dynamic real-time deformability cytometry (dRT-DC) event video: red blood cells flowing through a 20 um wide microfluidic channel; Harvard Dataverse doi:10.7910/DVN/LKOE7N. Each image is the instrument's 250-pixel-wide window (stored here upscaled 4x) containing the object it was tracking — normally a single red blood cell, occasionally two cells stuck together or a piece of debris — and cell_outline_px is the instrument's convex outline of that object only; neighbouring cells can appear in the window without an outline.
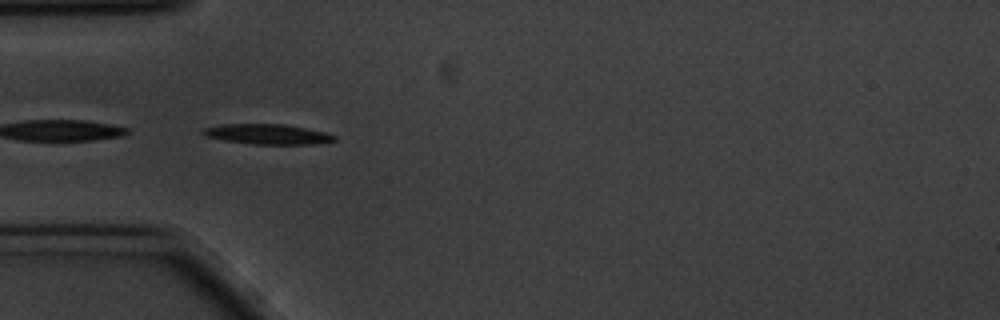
{"species": "common noctule bat (a hibernating species)", "species_latin": "Nyctalus noctula", "temperature_condition": "cold", "stored_images_in_passage": 41, "camera_frame_rate_fps": 3000, "um_per_image_px": 0.085, "animal": {"sex": "male", "body_mass_g": 20.1, "forearm_length_mm": 53.5}, "frame": {"image": 1, "passage_image": 1, "time_ms": 0.0, "image_size_px": [1000, 320], "cell_outline_px": [[336, 140], [316, 144], [252, 144], [224, 140], [204, 136], [200, 132], [204, 128], [224, 124], [284, 124], [324, 132], [336, 136]], "centroid_in_image_um": [22.71, 11.41], "position_along_channel_um": 62.3, "area_um2": 15.32}, "authors_computed_cell_mechanics": {"area_um2": 13.872, "velocity_mm_per_s": 3.4752, "shape_relaxation_time_tau1_ms": 1.9632, "shape_relaxation_time_tau2_ms": null, "deformation_change_tau1": 0.0829, "deformation_change_tau2": null}}